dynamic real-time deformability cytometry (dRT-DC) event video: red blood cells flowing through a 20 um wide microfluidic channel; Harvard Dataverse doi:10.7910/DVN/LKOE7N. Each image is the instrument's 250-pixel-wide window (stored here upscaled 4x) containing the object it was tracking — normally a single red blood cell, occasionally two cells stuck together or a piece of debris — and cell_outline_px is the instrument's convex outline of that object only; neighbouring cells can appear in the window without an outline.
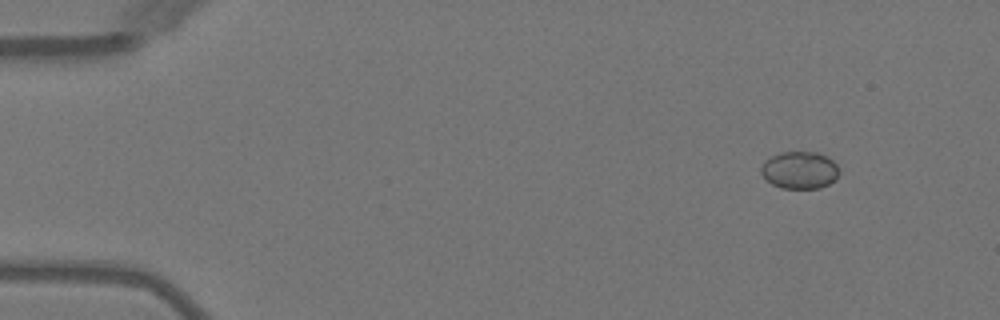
{"species": "Egyptian fruit bat (a non-hibernating species)", "species_latin": "Rousettus aegyptiacus", "temperature_condition": "warm", "stored_images_in_passage": 3, "camera_frame_rate_fps": 3000, "um_per_image_px": 0.085, "animal": {"sex": "female"}, "frame": {"image": 1, "passage_image": 1, "time_ms": 0.0, "image_size_px": [1000, 320], "cell_outline_px": [[840, 172], [828, 184], [820, 188], [780, 188], [772, 184], [760, 172], [760, 168], [764, 160], [780, 152], [816, 152], [828, 156], [840, 168]], "centroid_in_image_um": [67.96, 14.45], "position_along_channel_um": 17.0, "area_um2": 16.99}}